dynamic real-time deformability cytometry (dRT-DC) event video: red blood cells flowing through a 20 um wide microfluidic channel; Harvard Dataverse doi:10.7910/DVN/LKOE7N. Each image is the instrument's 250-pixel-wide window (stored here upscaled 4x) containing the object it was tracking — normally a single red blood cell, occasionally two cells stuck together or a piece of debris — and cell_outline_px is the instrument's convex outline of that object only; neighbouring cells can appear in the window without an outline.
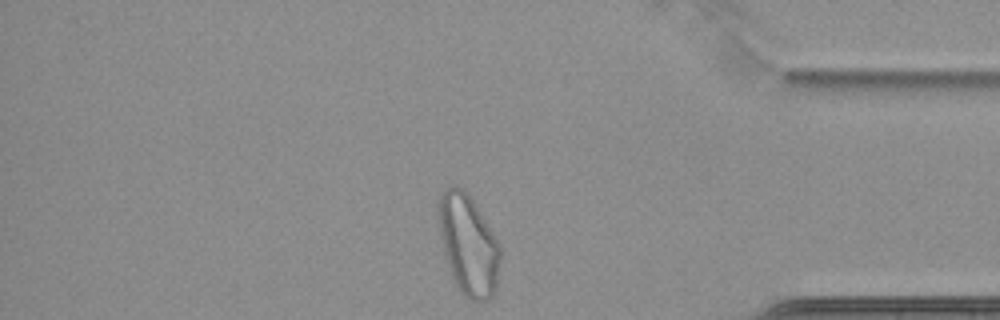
{"species": "common noctule bat (a hibernating species)", "species_latin": "Nyctalus noctula", "temperature_condition": "cold", "stored_images_in_passage": 37, "camera_frame_rate_fps": 3000, "um_per_image_px": 0.085, "animal": {"sex": "female", "body_mass_g": 22.7, "forearm_length_mm": 54.2}, "frame": {"image": 1, "passage_image": 37, "time_ms": 12.0, "image_size_px": [1000, 320], "cell_outline_px": [[500, 260], [496, 284], [492, 296], [488, 300], [480, 304], [476, 304], [464, 296], [456, 288], [444, 252], [440, 236], [436, 212], [436, 204], [440, 196], [448, 184], [452, 184], [464, 188], [468, 192], [500, 244]], "centroid_in_image_um": [39.78, 20.79], "position_along_channel_um": 395.4, "area_um2": 36.82}, "authors_computed_cell_mechanics": {"area_um2": 26.6458, "velocity_mm_per_s": 3.4163, "shape_relaxation_time_tau1_ms": null, "shape_relaxation_time_tau2_ms": 1.7681, "deformation_change_tau1": null, "deformation_change_tau2": 0.0626}}